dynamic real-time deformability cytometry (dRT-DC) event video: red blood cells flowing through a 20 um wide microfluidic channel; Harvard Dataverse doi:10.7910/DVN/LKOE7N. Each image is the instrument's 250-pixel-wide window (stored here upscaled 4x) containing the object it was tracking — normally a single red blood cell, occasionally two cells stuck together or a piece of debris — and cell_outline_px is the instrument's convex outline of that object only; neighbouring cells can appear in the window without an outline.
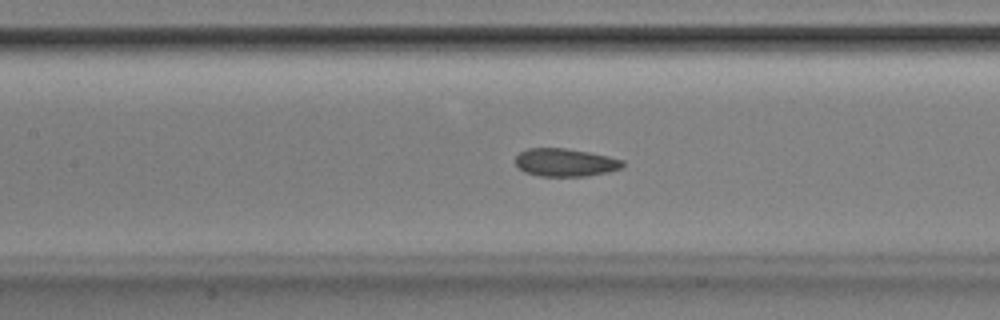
{"species": "Egyptian fruit bat (a non-hibernating species)", "species_latin": "Rousettus aegyptiacus", "temperature_condition": "room temperature", "stored_images_in_passage": 52, "camera_frame_rate_fps": 3000, "um_per_image_px": 0.085, "animal": {"sex": "male"}, "frame": {"image": 1, "passage_image": 23, "time_ms": 7.333, "image_size_px": [1000, 320], "cell_outline_px": [[624, 164], [620, 168], [608, 172], [588, 176], [540, 176], [524, 172], [516, 164], [516, 156], [520, 152], [528, 148], [564, 148], [588, 152], [608, 156], [624, 160]], "centroid_in_image_um": [48.05, 13.81], "position_along_channel_um": 159.4, "area_um2": 17.4}}
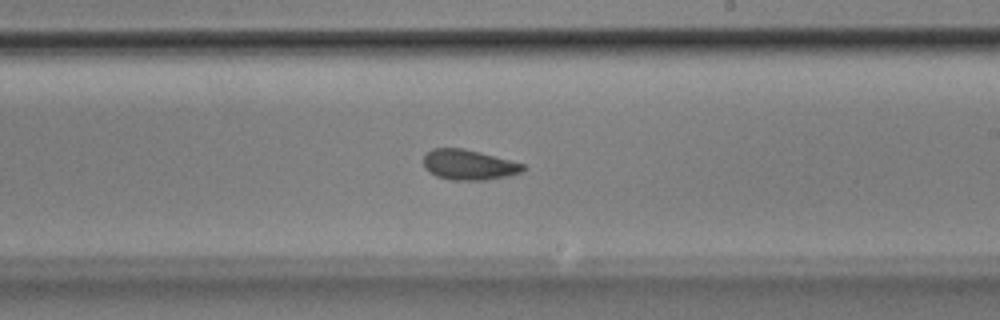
{"frame": {"image": 2, "passage_image": 30, "time_ms": 9.667, "image_size_px": [1000, 320], "cell_outline_px": [[528, 168], [520, 172], [508, 176], [484, 180], [452, 180], [436, 176], [424, 168], [424, 156], [432, 148], [464, 148], [480, 152], [524, 164]], "centroid_in_image_um": [39.85, 14.01], "position_along_channel_um": 249.2, "area_um2": 17.51}}
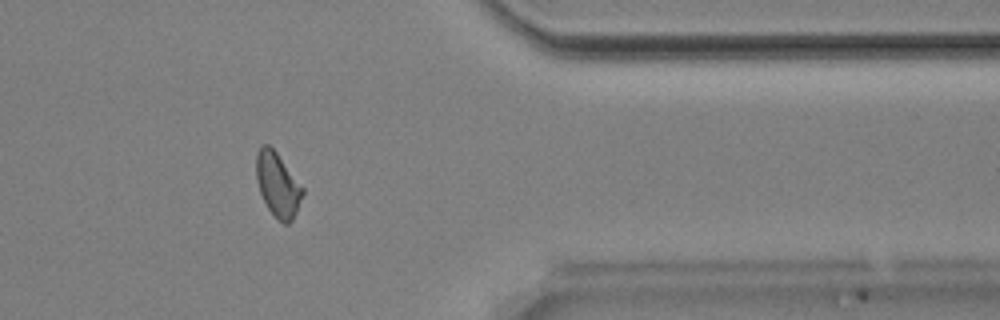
{"frame": {"image": 3, "passage_image": 42, "time_ms": 13.667, "image_size_px": [1000, 320], "cell_outline_px": [[304, 192], [296, 212], [292, 220], [288, 224], [284, 224], [268, 208], [260, 192], [256, 180], [256, 152], [260, 144], [268, 144], [276, 152], [304, 188]], "centroid_in_image_um": [23.59, 15.66], "position_along_channel_um": 387.8, "area_um2": 17.17}, "authors_computed_cell_mechanics": {"area_um2": 17.7157, "velocity_mm_per_s": 3.8621, "shape_relaxation_time_tau1_ms": null, "shape_relaxation_time_tau2_ms": 2.2488, "deformation_change_tau1": null, "deformation_change_tau2": 0.0623}}